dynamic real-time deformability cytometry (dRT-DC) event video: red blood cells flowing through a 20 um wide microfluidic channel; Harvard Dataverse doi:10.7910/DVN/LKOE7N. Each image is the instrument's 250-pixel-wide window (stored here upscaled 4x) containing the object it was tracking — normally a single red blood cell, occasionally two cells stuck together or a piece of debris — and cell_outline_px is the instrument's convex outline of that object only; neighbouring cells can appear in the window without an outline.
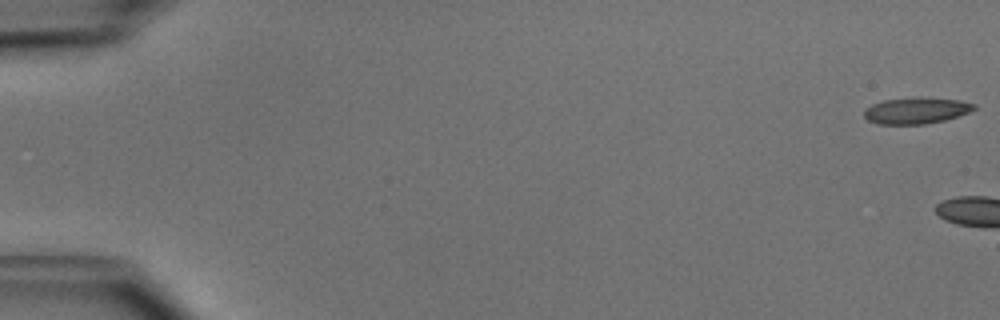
{"species": "common noctule bat (a hibernating species)", "species_latin": "Nyctalus noctula", "temperature_condition": "cold", "stored_images_in_passage": 4, "camera_frame_rate_fps": 3000, "um_per_image_px": 0.085, "animal": {"sex": "male", "body_mass_g": 15.6}, "frame": {"image": 1, "passage_image": 1, "time_ms": 0.0, "image_size_px": [1000, 320], "cell_outline_px": [[976, 108], [968, 112], [944, 120], [924, 124], [876, 124], [868, 120], [864, 116], [864, 112], [872, 104], [884, 100], [916, 96], [960, 100], [976, 104]], "centroid_in_image_um": [77.87, 9.38], "position_along_channel_um": 7.1, "area_um2": 16.88}}